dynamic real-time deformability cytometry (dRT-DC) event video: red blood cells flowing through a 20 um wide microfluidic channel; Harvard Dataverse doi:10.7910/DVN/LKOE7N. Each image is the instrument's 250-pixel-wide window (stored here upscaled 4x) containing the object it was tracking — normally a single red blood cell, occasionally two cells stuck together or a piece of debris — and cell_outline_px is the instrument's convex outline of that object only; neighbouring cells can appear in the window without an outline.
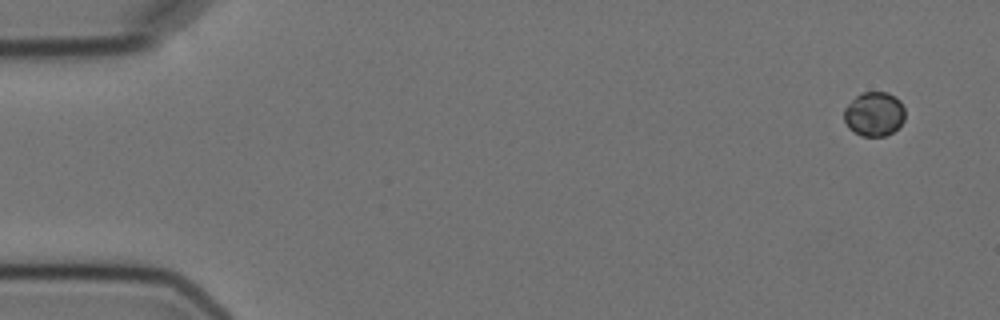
{"species": "Egyptian fruit bat (a non-hibernating species)", "species_latin": "Rousettus aegyptiacus", "temperature_condition": "cold", "stored_images_in_passage": 5, "camera_frame_rate_fps": 3000, "um_per_image_px": 0.085, "animal": {"sex": "female"}, "frame": {"image": 1, "passage_image": 1, "time_ms": 0.0, "image_size_px": [1000, 320], "cell_outline_px": [[904, 120], [892, 132], [884, 136], [860, 136], [848, 128], [844, 120], [844, 108], [856, 96], [864, 92], [888, 92], [896, 96], [900, 100], [904, 108]], "centroid_in_image_um": [74.3, 9.68], "position_along_channel_um": 10.7, "area_um2": 15.78}}
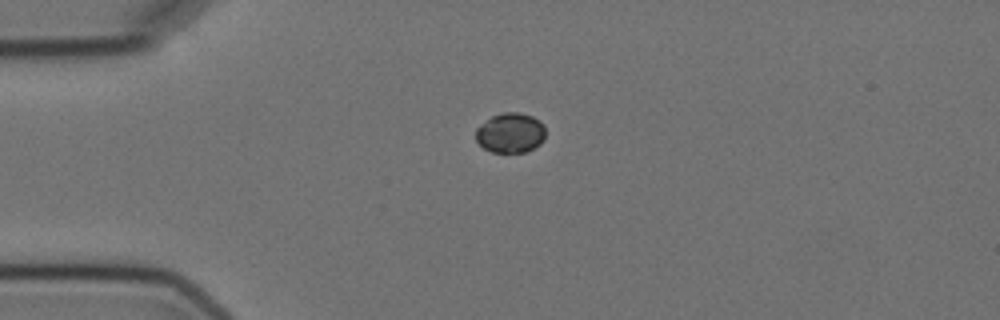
{"frame": {"image": 2, "passage_image": 4, "time_ms": 3.667, "image_size_px": [1000, 320], "cell_outline_px": [[544, 140], [540, 144], [524, 152], [492, 152], [484, 148], [476, 140], [476, 128], [492, 116], [504, 112], [520, 112], [532, 116], [540, 120], [544, 124]], "centroid_in_image_um": [43.4, 11.28], "position_along_channel_um": 41.6, "area_um2": 16.18}}